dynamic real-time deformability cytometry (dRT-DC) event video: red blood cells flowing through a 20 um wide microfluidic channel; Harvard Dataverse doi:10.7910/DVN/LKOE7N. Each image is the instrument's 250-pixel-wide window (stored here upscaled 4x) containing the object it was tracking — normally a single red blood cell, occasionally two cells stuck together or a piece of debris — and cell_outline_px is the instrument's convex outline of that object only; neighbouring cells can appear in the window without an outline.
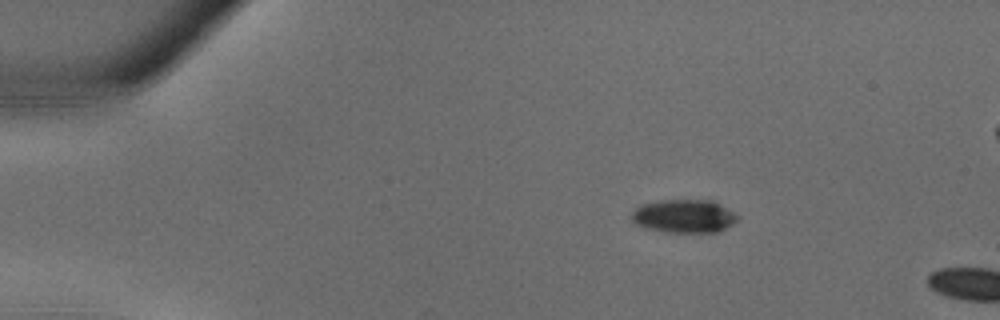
{"species": "common noctule bat (a hibernating species)", "species_latin": "Nyctalus noctula", "temperature_condition": "warm", "stored_images_in_passage": 3, "camera_frame_rate_fps": 3000, "um_per_image_px": 0.085, "animal": {"sex": "male", "body_mass_g": 18.8}, "frame": {"image": 1, "passage_image": 1, "time_ms": 0.0, "image_size_px": [1000, 320], "cell_outline_px": [[740, 216], [732, 224], [716, 232], [668, 232], [648, 228], [636, 224], [632, 220], [632, 212], [636, 208], [644, 204], [660, 200], [712, 200], [720, 204]], "centroid_in_image_um": [58.16, 18.36], "position_along_channel_um": 26.8, "area_um2": 20.29}}